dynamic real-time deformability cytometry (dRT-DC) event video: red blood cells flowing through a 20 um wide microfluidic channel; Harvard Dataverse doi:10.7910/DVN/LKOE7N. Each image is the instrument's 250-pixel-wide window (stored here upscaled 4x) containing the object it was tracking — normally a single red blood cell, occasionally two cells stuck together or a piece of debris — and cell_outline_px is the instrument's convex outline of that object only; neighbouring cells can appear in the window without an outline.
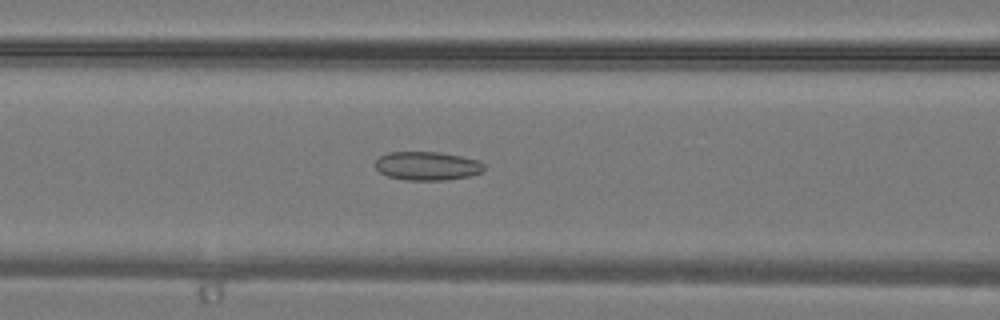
{"species": "common noctule bat (a hibernating species)", "species_latin": "Nyctalus noctula", "temperature_condition": "warm", "stored_images_in_passage": 27, "camera_frame_rate_fps": 3000, "um_per_image_px": 0.085, "animal": {"sex": "male", "body_mass_g": 19.2, "forearm_length_mm": 51.8}, "frame": {"image": 1, "passage_image": 7, "time_ms": 2.0, "image_size_px": [1000, 320], "cell_outline_px": [[484, 168], [480, 172], [468, 176], [444, 180], [404, 180], [388, 176], [380, 172], [376, 168], [376, 160], [380, 156], [388, 152], [436, 152], [460, 156], [476, 160], [484, 164]], "centroid_in_image_um": [36.27, 14.1], "position_along_channel_um": 130.3, "area_um2": 17.92}}
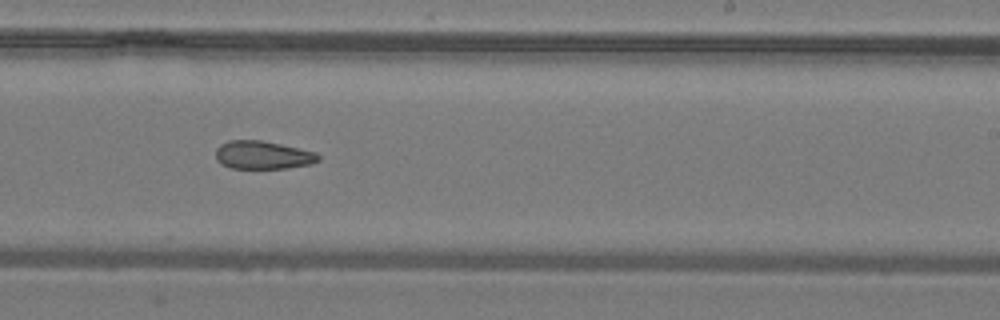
{"frame": {"image": 2, "passage_image": 14, "time_ms": 4.333, "image_size_px": [1000, 320], "cell_outline_px": [[320, 160], [312, 164], [288, 168], [232, 168], [220, 164], [216, 160], [216, 148], [220, 144], [228, 140], [264, 140], [316, 152], [320, 156]], "centroid_in_image_um": [22.34, 13.17], "position_along_channel_um": 266.7, "area_um2": 17.05}}
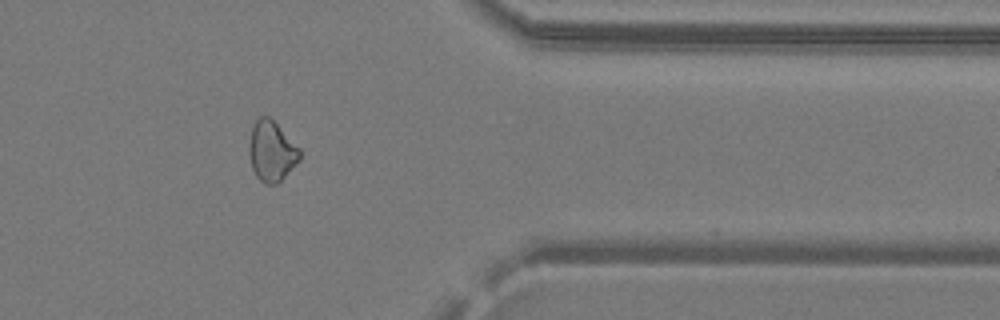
{"frame": {"image": 3, "passage_image": 21, "time_ms": 6.667, "image_size_px": [1000, 320], "cell_outline_px": [[300, 160], [276, 184], [264, 184], [256, 176], [252, 168], [248, 152], [248, 144], [252, 124], [260, 116], [268, 116], [300, 148]], "centroid_in_image_um": [23.05, 12.85], "position_along_channel_um": 388.3, "area_um2": 17.74}}